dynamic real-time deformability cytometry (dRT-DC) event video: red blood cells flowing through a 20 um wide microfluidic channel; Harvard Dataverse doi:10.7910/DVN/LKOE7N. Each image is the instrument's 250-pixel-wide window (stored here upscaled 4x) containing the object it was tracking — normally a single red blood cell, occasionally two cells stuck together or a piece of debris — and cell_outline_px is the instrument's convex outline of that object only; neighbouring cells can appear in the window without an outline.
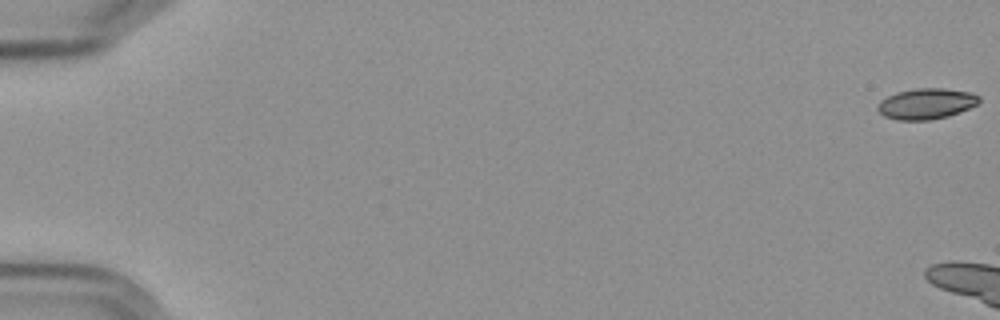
{"species": "Egyptian fruit bat (a non-hibernating species)", "species_latin": "Rousettus aegyptiacus", "temperature_condition": "cold", "stored_images_in_passage": 7, "camera_frame_rate_fps": 3000, "um_per_image_px": 0.085, "frame": {"image": 1, "passage_image": 1, "time_ms": 0.0, "image_size_px": [1000, 320], "cell_outline_px": [[980, 100], [976, 104], [960, 112], [948, 116], [932, 120], [896, 120], [884, 116], [876, 108], [880, 100], [896, 92], [916, 88], [944, 88], [972, 92], [980, 96]], "centroid_in_image_um": [78.73, 8.81], "position_along_channel_um": 6.3, "area_um2": 18.32}}